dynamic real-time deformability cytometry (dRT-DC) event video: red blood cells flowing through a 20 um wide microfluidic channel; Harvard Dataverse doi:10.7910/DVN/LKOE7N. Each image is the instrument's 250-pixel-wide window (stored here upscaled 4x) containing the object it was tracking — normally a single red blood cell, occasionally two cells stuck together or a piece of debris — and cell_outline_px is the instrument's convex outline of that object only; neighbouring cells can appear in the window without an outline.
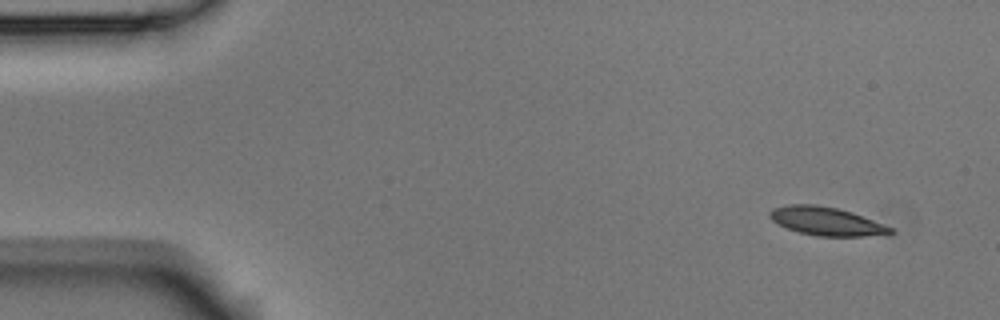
{"species": "Egyptian fruit bat (a non-hibernating species)", "species_latin": "Rousettus aegyptiacus", "temperature_condition": "room temperature", "stored_images_in_passage": 4, "camera_frame_rate_fps": 3000, "um_per_image_px": 0.085, "animal": {"sex": "male"}, "frame": {"image": 1, "passage_image": 1, "time_ms": 0.0, "image_size_px": [1000, 320], "cell_outline_px": [[896, 232], [864, 236], [816, 236], [800, 232], [776, 224], [768, 216], [768, 212], [772, 208], [788, 204], [816, 204], [836, 208], [852, 212], [892, 228]], "centroid_in_image_um": [70.16, 18.79], "position_along_channel_um": 14.8, "area_um2": 19.83}}
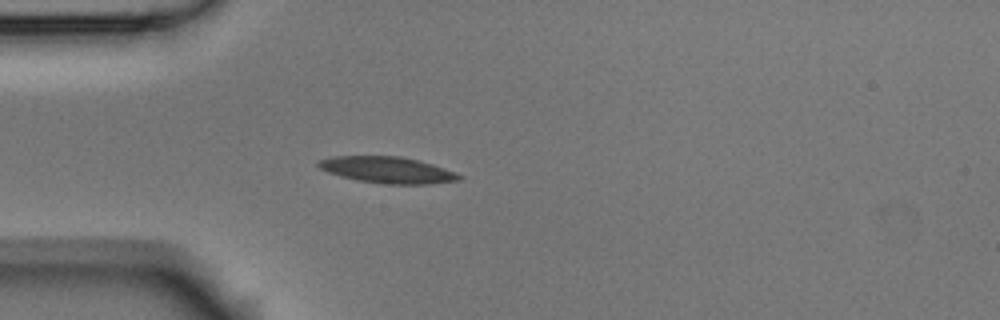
{"frame": {"image": 2, "passage_image": 4, "time_ms": 1.0, "image_size_px": [1000, 320], "cell_outline_px": [[464, 176], [460, 180], [428, 184], [380, 184], [356, 180], [328, 172], [320, 168], [316, 164], [320, 160], [332, 156], [400, 156], [432, 164], [444, 168]], "centroid_in_image_um": [32.93, 14.45], "position_along_channel_um": 52.1, "area_um2": 21.56}}